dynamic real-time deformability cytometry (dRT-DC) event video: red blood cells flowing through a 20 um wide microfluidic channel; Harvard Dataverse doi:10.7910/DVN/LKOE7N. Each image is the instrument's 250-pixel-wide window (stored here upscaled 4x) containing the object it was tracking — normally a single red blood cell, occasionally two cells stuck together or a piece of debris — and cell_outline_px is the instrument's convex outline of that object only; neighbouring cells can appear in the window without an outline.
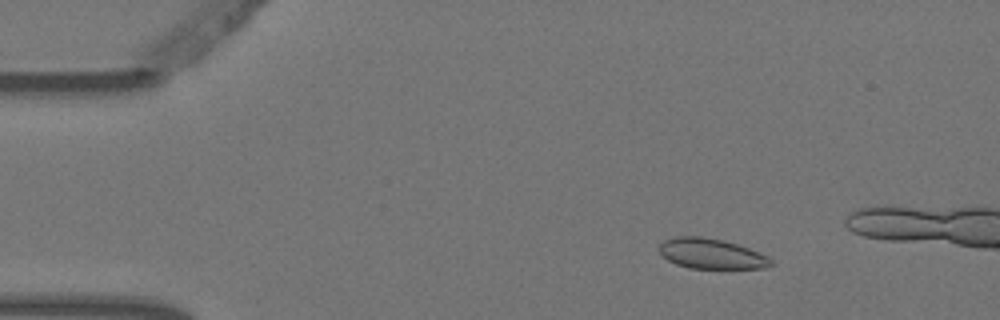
{"species": "Egyptian fruit bat (a non-hibernating species)", "species_latin": "Rousettus aegyptiacus", "temperature_condition": "warm", "stored_images_in_passage": 6, "camera_frame_rate_fps": 3000, "um_per_image_px": 0.085, "animal": {"sex": "female"}, "frame": {"image": 1, "passage_image": 3, "time_ms": 0.667, "image_size_px": [1000, 320], "cell_outline_px": [[772, 264], [764, 268], [688, 268], [676, 264], [668, 260], [660, 252], [660, 244], [664, 240], [676, 236], [700, 236], [724, 240], [748, 248], [768, 256], [772, 260]], "centroid_in_image_um": [60.45, 21.56], "position_along_channel_um": 24.6, "area_um2": 19.54}}